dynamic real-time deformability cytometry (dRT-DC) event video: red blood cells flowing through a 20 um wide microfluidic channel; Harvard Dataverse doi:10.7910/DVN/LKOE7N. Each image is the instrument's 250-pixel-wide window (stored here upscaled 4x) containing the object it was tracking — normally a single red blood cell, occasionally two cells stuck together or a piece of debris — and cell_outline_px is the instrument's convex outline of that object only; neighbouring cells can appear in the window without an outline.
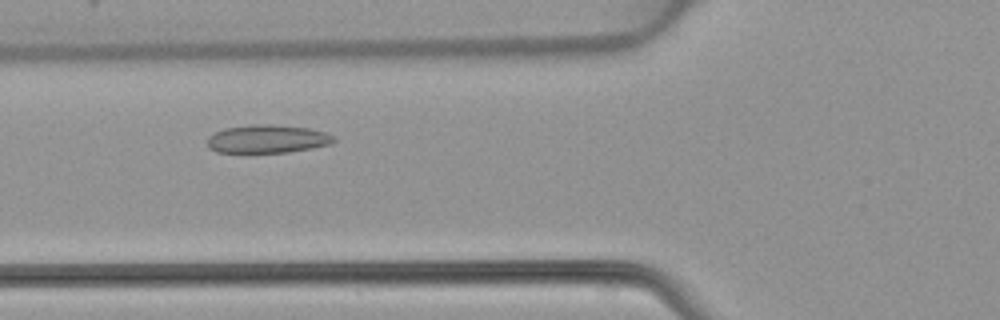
{"species": "common noctule bat (a hibernating species)", "species_latin": "Nyctalus noctula", "temperature_condition": "warm", "stored_images_in_passage": 32, "camera_frame_rate_fps": 3000, "um_per_image_px": 0.085, "animal": {"sex": "female", "body_mass_g": 22.7, "forearm_length_mm": 54.2}, "frame": {"image": 1, "passage_image": 5, "time_ms": 1.333, "image_size_px": [1000, 320], "cell_outline_px": [[336, 140], [332, 144], [312, 148], [288, 152], [216, 152], [208, 148], [208, 136], [224, 128], [252, 124], [268, 124], [308, 128], [324, 132], [332, 136]], "centroid_in_image_um": [22.71, 11.81], "position_along_channel_um": 103.1, "area_um2": 20.69}}
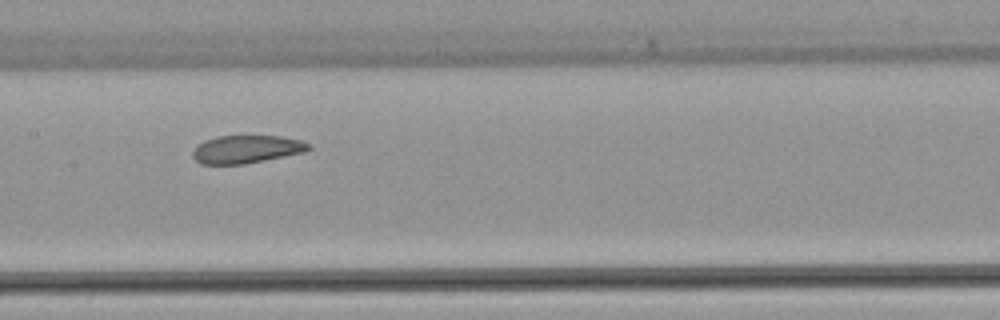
{"frame": {"image": 2, "passage_image": 11, "time_ms": 3.333, "image_size_px": [1000, 320], "cell_outline_px": [[312, 148], [304, 152], [244, 164], [200, 164], [192, 156], [192, 152], [196, 144], [204, 140], [216, 136], [280, 136], [300, 140], [312, 144]], "centroid_in_image_um": [20.93, 12.68], "position_along_channel_um": 186.5, "area_um2": 18.96}}
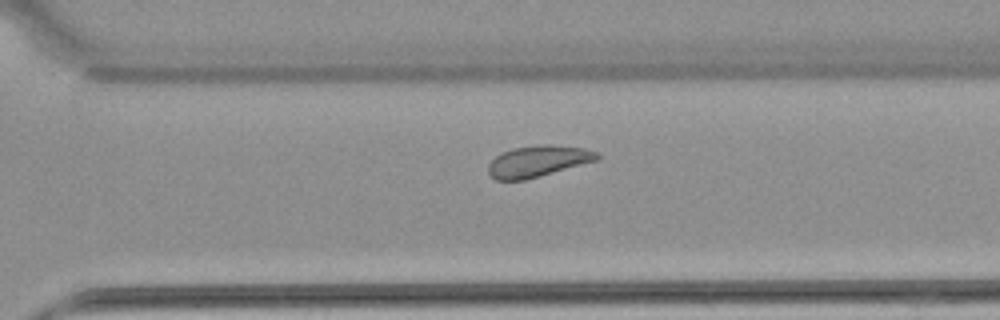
{"frame": {"image": 3, "passage_image": 21, "time_ms": 6.667, "image_size_px": [1000, 320], "cell_outline_px": [[600, 160], [540, 176], [524, 180], [496, 180], [488, 172], [488, 164], [500, 152], [512, 148], [536, 144], [548, 144], [584, 148], [596, 152], [600, 156]], "centroid_in_image_um": [45.73, 13.69], "position_along_channel_um": 324.9, "area_um2": 20.06}}